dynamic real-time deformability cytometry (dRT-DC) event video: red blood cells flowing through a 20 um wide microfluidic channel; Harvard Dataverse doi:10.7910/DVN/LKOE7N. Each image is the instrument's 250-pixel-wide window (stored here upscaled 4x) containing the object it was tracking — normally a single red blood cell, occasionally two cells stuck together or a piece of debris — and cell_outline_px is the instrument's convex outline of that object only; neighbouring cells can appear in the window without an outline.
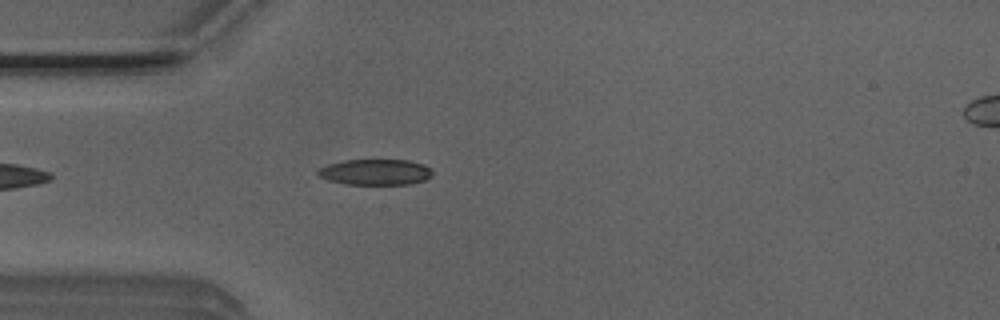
{"species": "Egyptian fruit bat (a non-hibernating species)", "species_latin": "Rousettus aegyptiacus", "temperature_condition": "room temperature", "stored_images_in_passage": 42, "camera_frame_rate_fps": 3000, "um_per_image_px": 0.085, "animal": {"sex": "male"}, "frame": {"image": 1, "passage_image": 5, "time_ms": 1.333, "image_size_px": [1000, 320], "cell_outline_px": [[432, 176], [424, 180], [408, 184], [344, 184], [328, 180], [320, 176], [316, 172], [320, 168], [328, 164], [344, 160], [408, 160], [424, 164], [432, 168]], "centroid_in_image_um": [31.93, 14.62], "position_along_channel_um": 53.1, "area_um2": 17.22}}
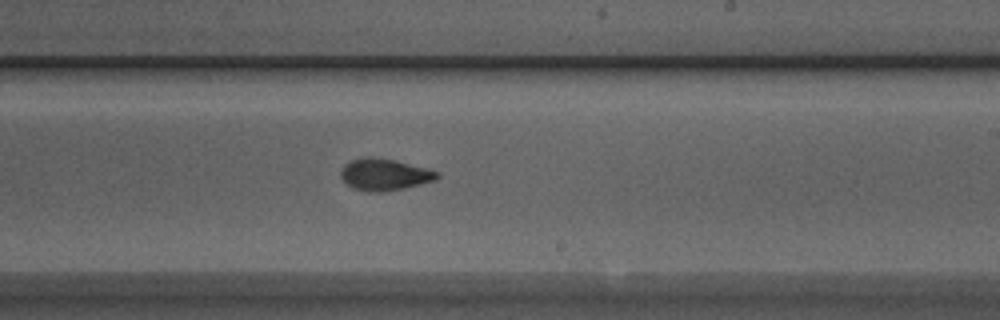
{"frame": {"image": 2, "passage_image": 21, "time_ms": 6.667, "image_size_px": [1000, 320], "cell_outline_px": [[440, 176], [436, 180], [404, 188], [380, 192], [368, 192], [352, 188], [340, 176], [340, 172], [344, 164], [352, 160], [364, 156], [372, 156], [396, 160], [440, 172]], "centroid_in_image_um": [32.67, 14.82], "position_along_channel_um": 256.3, "area_um2": 17.92}}
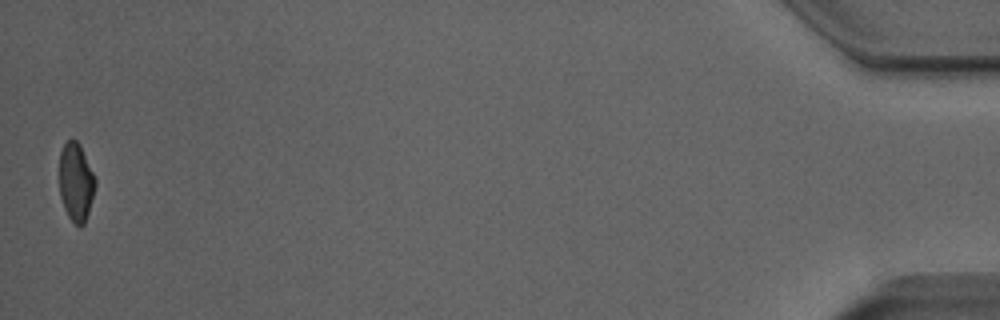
{"frame": {"image": 3, "passage_image": 42, "time_ms": 13.667, "image_size_px": [1000, 320], "cell_outline_px": [[96, 184], [88, 212], [84, 224], [80, 228], [68, 216], [64, 208], [60, 196], [60, 152], [64, 144], [72, 136], [80, 144], [96, 180]], "centroid_in_image_um": [6.45, 15.45], "position_along_channel_um": 428.7, "area_um2": 16.3}, "authors_computed_cell_mechanics": {"area_um2": 17.34, "velocity_mm_per_s": 3.9195, "shape_relaxation_time_tau1_ms": 3.4154, "shape_relaxation_time_tau2_ms": 1.89, "deformation_change_tau1": 0.1601, "deformation_change_tau2": 0.0776}}